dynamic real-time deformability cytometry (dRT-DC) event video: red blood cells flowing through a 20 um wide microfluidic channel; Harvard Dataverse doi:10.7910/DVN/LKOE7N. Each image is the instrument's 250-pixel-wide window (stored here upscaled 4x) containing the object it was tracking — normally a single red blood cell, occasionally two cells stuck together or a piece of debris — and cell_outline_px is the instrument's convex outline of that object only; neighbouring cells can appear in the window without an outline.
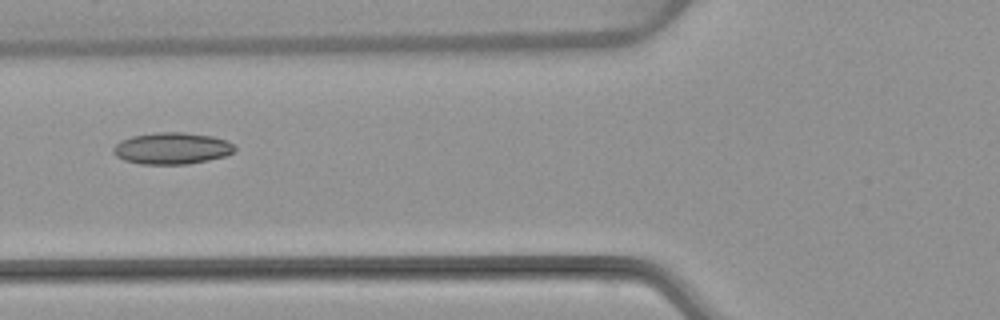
{"species": "common noctule bat (a hibernating species)", "species_latin": "Nyctalus noctula", "temperature_condition": "warm", "stored_images_in_passage": 3, "camera_frame_rate_fps": 3000, "um_per_image_px": 0.085, "animal": {"sex": "female", "body_mass_g": 22.7, "forearm_length_mm": 54.2}, "frame": {"image": 1, "passage_image": 3, "time_ms": 2.333, "image_size_px": [1000, 320], "cell_outline_px": [[236, 152], [224, 156], [208, 160], [188, 164], [140, 164], [124, 160], [116, 156], [112, 152], [112, 148], [120, 140], [132, 136], [156, 132], [184, 132], [212, 136], [224, 140], [232, 144], [236, 148]], "centroid_in_image_um": [14.59, 12.61], "position_along_channel_um": 111.2, "area_um2": 22.48}}